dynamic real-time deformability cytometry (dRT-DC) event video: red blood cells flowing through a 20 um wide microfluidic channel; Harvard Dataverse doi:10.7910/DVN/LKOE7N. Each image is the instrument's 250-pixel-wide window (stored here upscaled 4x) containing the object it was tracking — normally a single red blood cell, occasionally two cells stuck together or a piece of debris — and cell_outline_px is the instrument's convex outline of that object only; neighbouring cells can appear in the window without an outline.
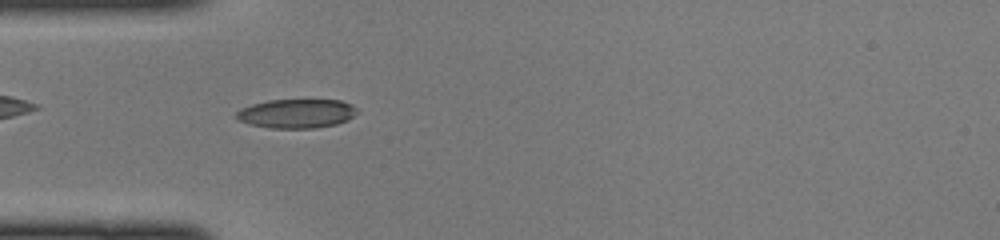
{"species": "common noctule bat (a hibernating species)", "species_latin": "Nyctalus noctula", "temperature_condition": "cold", "stored_images_in_passage": 31, "camera_frame_rate_fps": 3000, "um_per_image_px": 0.085, "animal": {"sex": "female", "body_mass_g": 22.0, "forearm_length_mm": 56.7}, "frame": {"image": 1, "passage_image": 5, "time_ms": 1.333, "image_size_px": [1000, 240], "cell_outline_px": [[360, 112], [348, 120], [336, 124], [312, 128], [268, 128], [248, 124], [240, 120], [236, 116], [236, 112], [240, 108], [252, 104], [268, 100], [340, 100], [352, 104]], "centroid_in_image_um": [25.22, 9.65], "position_along_channel_um": 59.8, "area_um2": 20.58}}
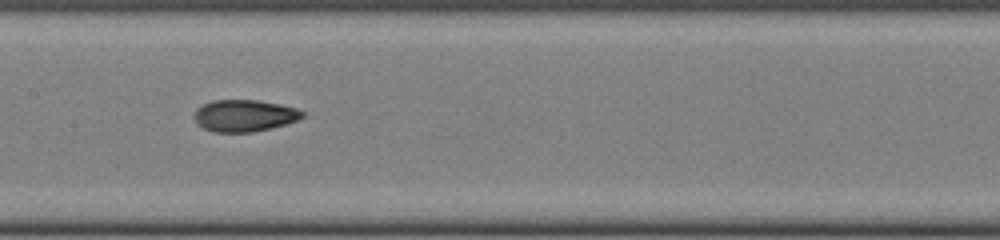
{"frame": {"image": 2, "passage_image": 14, "time_ms": 4.333, "image_size_px": [1000, 240], "cell_outline_px": [[304, 116], [296, 120], [272, 128], [252, 132], [212, 132], [196, 124], [192, 116], [196, 108], [212, 100], [256, 100], [280, 104], [296, 108], [304, 112]], "centroid_in_image_um": [20.72, 9.83], "position_along_channel_um": 186.7, "area_um2": 20.17}}
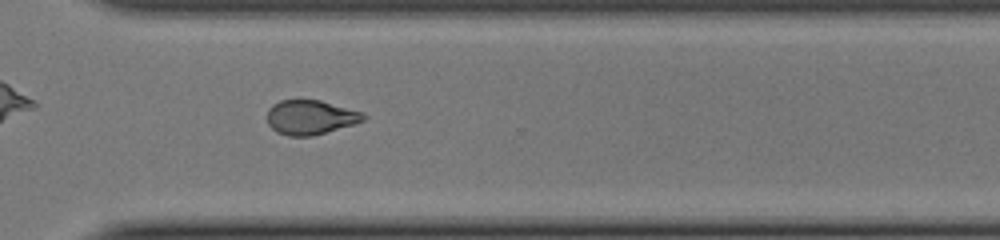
{"frame": {"image": 3, "passage_image": 25, "time_ms": 8.0, "image_size_px": [1000, 240], "cell_outline_px": [[368, 116], [364, 120], [352, 124], [312, 136], [288, 136], [276, 132], [268, 124], [268, 108], [272, 104], [280, 100], [320, 100], [364, 112]], "centroid_in_image_um": [26.38, 9.96], "position_along_channel_um": 344.2, "area_um2": 19.31}}